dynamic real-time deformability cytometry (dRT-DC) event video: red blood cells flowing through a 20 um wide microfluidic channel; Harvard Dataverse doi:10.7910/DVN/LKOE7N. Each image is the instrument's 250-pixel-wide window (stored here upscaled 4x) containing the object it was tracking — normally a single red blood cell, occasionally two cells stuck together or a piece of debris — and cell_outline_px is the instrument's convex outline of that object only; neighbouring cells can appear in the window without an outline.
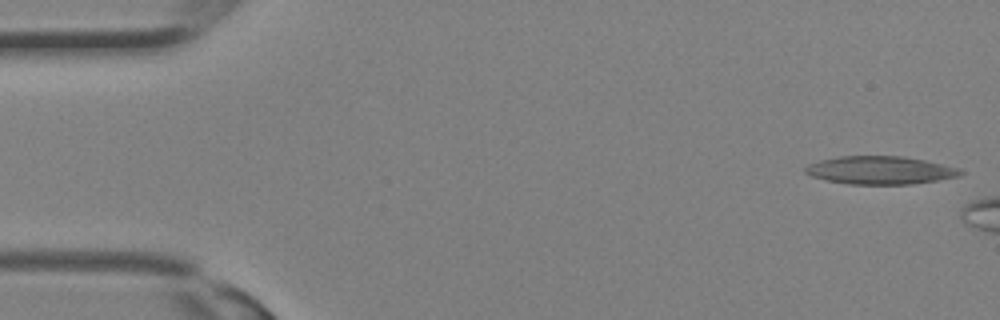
{"species": "Egyptian fruit bat (a non-hibernating species)", "species_latin": "Rousettus aegyptiacus", "temperature_condition": "room temperature", "stored_images_in_passage": 7, "camera_frame_rate_fps": 3000, "um_per_image_px": 0.085, "animal": {"sex": "female"}, "frame": {"image": 1, "passage_image": 1, "time_ms": 0.0, "image_size_px": [1000, 320], "cell_outline_px": [[964, 172], [960, 176], [912, 184], [848, 184], [828, 180], [812, 176], [804, 172], [804, 168], [808, 164], [820, 160], [840, 156], [904, 156], [924, 160], [960, 168]], "centroid_in_image_um": [74.82, 14.46], "position_along_channel_um": 10.2, "area_um2": 25.26}}